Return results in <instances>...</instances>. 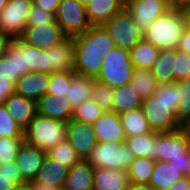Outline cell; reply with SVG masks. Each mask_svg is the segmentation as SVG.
Wrapping results in <instances>:
<instances>
[{
    "label": "cell",
    "mask_w": 190,
    "mask_h": 190,
    "mask_svg": "<svg viewBox=\"0 0 190 190\" xmlns=\"http://www.w3.org/2000/svg\"><path fill=\"white\" fill-rule=\"evenodd\" d=\"M190 4V0H178V10L179 8L185 6V5H188Z\"/></svg>",
    "instance_id": "cell-60"
},
{
    "label": "cell",
    "mask_w": 190,
    "mask_h": 190,
    "mask_svg": "<svg viewBox=\"0 0 190 190\" xmlns=\"http://www.w3.org/2000/svg\"><path fill=\"white\" fill-rule=\"evenodd\" d=\"M66 139L65 122L38 113L24 129V141L46 152Z\"/></svg>",
    "instance_id": "cell-3"
},
{
    "label": "cell",
    "mask_w": 190,
    "mask_h": 190,
    "mask_svg": "<svg viewBox=\"0 0 190 190\" xmlns=\"http://www.w3.org/2000/svg\"><path fill=\"white\" fill-rule=\"evenodd\" d=\"M184 28L185 24L180 11L170 10L150 24V27L143 34V39L159 50H175Z\"/></svg>",
    "instance_id": "cell-2"
},
{
    "label": "cell",
    "mask_w": 190,
    "mask_h": 190,
    "mask_svg": "<svg viewBox=\"0 0 190 190\" xmlns=\"http://www.w3.org/2000/svg\"><path fill=\"white\" fill-rule=\"evenodd\" d=\"M25 53V42L20 38L12 39L5 51L4 56L7 59H12L14 84L20 77L30 72L26 65Z\"/></svg>",
    "instance_id": "cell-29"
},
{
    "label": "cell",
    "mask_w": 190,
    "mask_h": 190,
    "mask_svg": "<svg viewBox=\"0 0 190 190\" xmlns=\"http://www.w3.org/2000/svg\"><path fill=\"white\" fill-rule=\"evenodd\" d=\"M65 37L60 25L55 21L45 25L26 26L20 39L28 45L48 49Z\"/></svg>",
    "instance_id": "cell-13"
},
{
    "label": "cell",
    "mask_w": 190,
    "mask_h": 190,
    "mask_svg": "<svg viewBox=\"0 0 190 190\" xmlns=\"http://www.w3.org/2000/svg\"><path fill=\"white\" fill-rule=\"evenodd\" d=\"M129 177L126 170L95 168L93 190H127Z\"/></svg>",
    "instance_id": "cell-23"
},
{
    "label": "cell",
    "mask_w": 190,
    "mask_h": 190,
    "mask_svg": "<svg viewBox=\"0 0 190 190\" xmlns=\"http://www.w3.org/2000/svg\"><path fill=\"white\" fill-rule=\"evenodd\" d=\"M24 138L0 137V164L16 161L18 150Z\"/></svg>",
    "instance_id": "cell-42"
},
{
    "label": "cell",
    "mask_w": 190,
    "mask_h": 190,
    "mask_svg": "<svg viewBox=\"0 0 190 190\" xmlns=\"http://www.w3.org/2000/svg\"><path fill=\"white\" fill-rule=\"evenodd\" d=\"M55 14L43 10L41 7L36 6L34 3L31 7V10L28 14L27 25L26 26H36L40 24H50L55 22Z\"/></svg>",
    "instance_id": "cell-43"
},
{
    "label": "cell",
    "mask_w": 190,
    "mask_h": 190,
    "mask_svg": "<svg viewBox=\"0 0 190 190\" xmlns=\"http://www.w3.org/2000/svg\"><path fill=\"white\" fill-rule=\"evenodd\" d=\"M13 190H29V185L28 183H25L19 186H15Z\"/></svg>",
    "instance_id": "cell-59"
},
{
    "label": "cell",
    "mask_w": 190,
    "mask_h": 190,
    "mask_svg": "<svg viewBox=\"0 0 190 190\" xmlns=\"http://www.w3.org/2000/svg\"><path fill=\"white\" fill-rule=\"evenodd\" d=\"M0 80L13 82L12 59L5 56L0 59Z\"/></svg>",
    "instance_id": "cell-46"
},
{
    "label": "cell",
    "mask_w": 190,
    "mask_h": 190,
    "mask_svg": "<svg viewBox=\"0 0 190 190\" xmlns=\"http://www.w3.org/2000/svg\"><path fill=\"white\" fill-rule=\"evenodd\" d=\"M178 92V121L180 124L190 120V77L177 82Z\"/></svg>",
    "instance_id": "cell-39"
},
{
    "label": "cell",
    "mask_w": 190,
    "mask_h": 190,
    "mask_svg": "<svg viewBox=\"0 0 190 190\" xmlns=\"http://www.w3.org/2000/svg\"><path fill=\"white\" fill-rule=\"evenodd\" d=\"M50 74L29 72L20 77L15 84V93L34 102L47 94Z\"/></svg>",
    "instance_id": "cell-17"
},
{
    "label": "cell",
    "mask_w": 190,
    "mask_h": 190,
    "mask_svg": "<svg viewBox=\"0 0 190 190\" xmlns=\"http://www.w3.org/2000/svg\"><path fill=\"white\" fill-rule=\"evenodd\" d=\"M39 115L67 123L73 114L68 100L64 96L46 94L36 102Z\"/></svg>",
    "instance_id": "cell-19"
},
{
    "label": "cell",
    "mask_w": 190,
    "mask_h": 190,
    "mask_svg": "<svg viewBox=\"0 0 190 190\" xmlns=\"http://www.w3.org/2000/svg\"><path fill=\"white\" fill-rule=\"evenodd\" d=\"M127 190H154L149 184L130 182Z\"/></svg>",
    "instance_id": "cell-56"
},
{
    "label": "cell",
    "mask_w": 190,
    "mask_h": 190,
    "mask_svg": "<svg viewBox=\"0 0 190 190\" xmlns=\"http://www.w3.org/2000/svg\"><path fill=\"white\" fill-rule=\"evenodd\" d=\"M7 2H8V0H0V13L2 12V10L7 5Z\"/></svg>",
    "instance_id": "cell-61"
},
{
    "label": "cell",
    "mask_w": 190,
    "mask_h": 190,
    "mask_svg": "<svg viewBox=\"0 0 190 190\" xmlns=\"http://www.w3.org/2000/svg\"><path fill=\"white\" fill-rule=\"evenodd\" d=\"M178 92L179 88L177 82L159 84L155 92V95L158 99H161L166 104L170 105V110L177 116L178 120Z\"/></svg>",
    "instance_id": "cell-40"
},
{
    "label": "cell",
    "mask_w": 190,
    "mask_h": 190,
    "mask_svg": "<svg viewBox=\"0 0 190 190\" xmlns=\"http://www.w3.org/2000/svg\"><path fill=\"white\" fill-rule=\"evenodd\" d=\"M27 183L23 178H5L0 175V190H13L15 186Z\"/></svg>",
    "instance_id": "cell-47"
},
{
    "label": "cell",
    "mask_w": 190,
    "mask_h": 190,
    "mask_svg": "<svg viewBox=\"0 0 190 190\" xmlns=\"http://www.w3.org/2000/svg\"><path fill=\"white\" fill-rule=\"evenodd\" d=\"M160 50L142 39L130 50V58L135 69H151Z\"/></svg>",
    "instance_id": "cell-28"
},
{
    "label": "cell",
    "mask_w": 190,
    "mask_h": 190,
    "mask_svg": "<svg viewBox=\"0 0 190 190\" xmlns=\"http://www.w3.org/2000/svg\"><path fill=\"white\" fill-rule=\"evenodd\" d=\"M0 175L5 178H22L16 161L0 164Z\"/></svg>",
    "instance_id": "cell-45"
},
{
    "label": "cell",
    "mask_w": 190,
    "mask_h": 190,
    "mask_svg": "<svg viewBox=\"0 0 190 190\" xmlns=\"http://www.w3.org/2000/svg\"><path fill=\"white\" fill-rule=\"evenodd\" d=\"M25 52L26 65L30 72L51 74L46 49H40L25 43Z\"/></svg>",
    "instance_id": "cell-33"
},
{
    "label": "cell",
    "mask_w": 190,
    "mask_h": 190,
    "mask_svg": "<svg viewBox=\"0 0 190 190\" xmlns=\"http://www.w3.org/2000/svg\"><path fill=\"white\" fill-rule=\"evenodd\" d=\"M181 129L185 133L187 141H188L189 146H190V120H188V121L184 122L183 124H181Z\"/></svg>",
    "instance_id": "cell-58"
},
{
    "label": "cell",
    "mask_w": 190,
    "mask_h": 190,
    "mask_svg": "<svg viewBox=\"0 0 190 190\" xmlns=\"http://www.w3.org/2000/svg\"><path fill=\"white\" fill-rule=\"evenodd\" d=\"M168 190H190V179L183 177L175 184H173Z\"/></svg>",
    "instance_id": "cell-52"
},
{
    "label": "cell",
    "mask_w": 190,
    "mask_h": 190,
    "mask_svg": "<svg viewBox=\"0 0 190 190\" xmlns=\"http://www.w3.org/2000/svg\"><path fill=\"white\" fill-rule=\"evenodd\" d=\"M176 49H161L157 60L151 67V72L158 84L175 82Z\"/></svg>",
    "instance_id": "cell-26"
},
{
    "label": "cell",
    "mask_w": 190,
    "mask_h": 190,
    "mask_svg": "<svg viewBox=\"0 0 190 190\" xmlns=\"http://www.w3.org/2000/svg\"><path fill=\"white\" fill-rule=\"evenodd\" d=\"M173 165H175L179 170L186 175L188 170V164H189V153L184 158H177V159H171L170 160Z\"/></svg>",
    "instance_id": "cell-51"
},
{
    "label": "cell",
    "mask_w": 190,
    "mask_h": 190,
    "mask_svg": "<svg viewBox=\"0 0 190 190\" xmlns=\"http://www.w3.org/2000/svg\"><path fill=\"white\" fill-rule=\"evenodd\" d=\"M131 83L142 99L154 95L159 85L150 69H135Z\"/></svg>",
    "instance_id": "cell-32"
},
{
    "label": "cell",
    "mask_w": 190,
    "mask_h": 190,
    "mask_svg": "<svg viewBox=\"0 0 190 190\" xmlns=\"http://www.w3.org/2000/svg\"><path fill=\"white\" fill-rule=\"evenodd\" d=\"M125 8L131 13L142 34L156 18L170 11L158 0H125Z\"/></svg>",
    "instance_id": "cell-11"
},
{
    "label": "cell",
    "mask_w": 190,
    "mask_h": 190,
    "mask_svg": "<svg viewBox=\"0 0 190 190\" xmlns=\"http://www.w3.org/2000/svg\"><path fill=\"white\" fill-rule=\"evenodd\" d=\"M185 177L190 179V152H189V164H188V170H187V174L185 175Z\"/></svg>",
    "instance_id": "cell-62"
},
{
    "label": "cell",
    "mask_w": 190,
    "mask_h": 190,
    "mask_svg": "<svg viewBox=\"0 0 190 190\" xmlns=\"http://www.w3.org/2000/svg\"><path fill=\"white\" fill-rule=\"evenodd\" d=\"M185 175L173 163L155 160L154 169L148 184L154 190H168Z\"/></svg>",
    "instance_id": "cell-22"
},
{
    "label": "cell",
    "mask_w": 190,
    "mask_h": 190,
    "mask_svg": "<svg viewBox=\"0 0 190 190\" xmlns=\"http://www.w3.org/2000/svg\"><path fill=\"white\" fill-rule=\"evenodd\" d=\"M94 80L92 77L72 72L71 85L64 96L72 110L91 99Z\"/></svg>",
    "instance_id": "cell-25"
},
{
    "label": "cell",
    "mask_w": 190,
    "mask_h": 190,
    "mask_svg": "<svg viewBox=\"0 0 190 190\" xmlns=\"http://www.w3.org/2000/svg\"><path fill=\"white\" fill-rule=\"evenodd\" d=\"M170 10H178V0H158Z\"/></svg>",
    "instance_id": "cell-57"
},
{
    "label": "cell",
    "mask_w": 190,
    "mask_h": 190,
    "mask_svg": "<svg viewBox=\"0 0 190 190\" xmlns=\"http://www.w3.org/2000/svg\"><path fill=\"white\" fill-rule=\"evenodd\" d=\"M157 132L126 137L125 145L132 151L135 158H150L155 160V139Z\"/></svg>",
    "instance_id": "cell-30"
},
{
    "label": "cell",
    "mask_w": 190,
    "mask_h": 190,
    "mask_svg": "<svg viewBox=\"0 0 190 190\" xmlns=\"http://www.w3.org/2000/svg\"><path fill=\"white\" fill-rule=\"evenodd\" d=\"M0 137L24 138V129L11 117L3 104H0Z\"/></svg>",
    "instance_id": "cell-38"
},
{
    "label": "cell",
    "mask_w": 190,
    "mask_h": 190,
    "mask_svg": "<svg viewBox=\"0 0 190 190\" xmlns=\"http://www.w3.org/2000/svg\"><path fill=\"white\" fill-rule=\"evenodd\" d=\"M102 26L112 38L115 47L127 51H130L143 39V34L125 7L103 23Z\"/></svg>",
    "instance_id": "cell-6"
},
{
    "label": "cell",
    "mask_w": 190,
    "mask_h": 190,
    "mask_svg": "<svg viewBox=\"0 0 190 190\" xmlns=\"http://www.w3.org/2000/svg\"><path fill=\"white\" fill-rule=\"evenodd\" d=\"M105 111L91 98L73 109L72 118L93 125Z\"/></svg>",
    "instance_id": "cell-36"
},
{
    "label": "cell",
    "mask_w": 190,
    "mask_h": 190,
    "mask_svg": "<svg viewBox=\"0 0 190 190\" xmlns=\"http://www.w3.org/2000/svg\"><path fill=\"white\" fill-rule=\"evenodd\" d=\"M46 155L49 158L55 159L68 166L69 168H71L81 159L67 139L60 142L55 147L49 149L46 152Z\"/></svg>",
    "instance_id": "cell-35"
},
{
    "label": "cell",
    "mask_w": 190,
    "mask_h": 190,
    "mask_svg": "<svg viewBox=\"0 0 190 190\" xmlns=\"http://www.w3.org/2000/svg\"><path fill=\"white\" fill-rule=\"evenodd\" d=\"M179 11L182 14L185 28L190 29V4L179 8Z\"/></svg>",
    "instance_id": "cell-53"
},
{
    "label": "cell",
    "mask_w": 190,
    "mask_h": 190,
    "mask_svg": "<svg viewBox=\"0 0 190 190\" xmlns=\"http://www.w3.org/2000/svg\"><path fill=\"white\" fill-rule=\"evenodd\" d=\"M55 19L64 35L71 38L81 35L92 26L85 5L78 0H61Z\"/></svg>",
    "instance_id": "cell-7"
},
{
    "label": "cell",
    "mask_w": 190,
    "mask_h": 190,
    "mask_svg": "<svg viewBox=\"0 0 190 190\" xmlns=\"http://www.w3.org/2000/svg\"><path fill=\"white\" fill-rule=\"evenodd\" d=\"M85 7L91 25H102L125 7V0H90Z\"/></svg>",
    "instance_id": "cell-24"
},
{
    "label": "cell",
    "mask_w": 190,
    "mask_h": 190,
    "mask_svg": "<svg viewBox=\"0 0 190 190\" xmlns=\"http://www.w3.org/2000/svg\"><path fill=\"white\" fill-rule=\"evenodd\" d=\"M81 4L85 5L90 1V0H78Z\"/></svg>",
    "instance_id": "cell-63"
},
{
    "label": "cell",
    "mask_w": 190,
    "mask_h": 190,
    "mask_svg": "<svg viewBox=\"0 0 190 190\" xmlns=\"http://www.w3.org/2000/svg\"><path fill=\"white\" fill-rule=\"evenodd\" d=\"M113 97V111L117 114L142 107L143 99L136 93L131 82L114 88Z\"/></svg>",
    "instance_id": "cell-27"
},
{
    "label": "cell",
    "mask_w": 190,
    "mask_h": 190,
    "mask_svg": "<svg viewBox=\"0 0 190 190\" xmlns=\"http://www.w3.org/2000/svg\"><path fill=\"white\" fill-rule=\"evenodd\" d=\"M134 70L130 51L115 47L104 54L101 71L95 80L116 88L130 83Z\"/></svg>",
    "instance_id": "cell-4"
},
{
    "label": "cell",
    "mask_w": 190,
    "mask_h": 190,
    "mask_svg": "<svg viewBox=\"0 0 190 190\" xmlns=\"http://www.w3.org/2000/svg\"><path fill=\"white\" fill-rule=\"evenodd\" d=\"M94 170L87 159H80L70 168L63 189L93 190Z\"/></svg>",
    "instance_id": "cell-21"
},
{
    "label": "cell",
    "mask_w": 190,
    "mask_h": 190,
    "mask_svg": "<svg viewBox=\"0 0 190 190\" xmlns=\"http://www.w3.org/2000/svg\"><path fill=\"white\" fill-rule=\"evenodd\" d=\"M175 59V82L190 77V54L176 49Z\"/></svg>",
    "instance_id": "cell-44"
},
{
    "label": "cell",
    "mask_w": 190,
    "mask_h": 190,
    "mask_svg": "<svg viewBox=\"0 0 190 190\" xmlns=\"http://www.w3.org/2000/svg\"><path fill=\"white\" fill-rule=\"evenodd\" d=\"M177 50L190 54V29L184 28L178 42Z\"/></svg>",
    "instance_id": "cell-49"
},
{
    "label": "cell",
    "mask_w": 190,
    "mask_h": 190,
    "mask_svg": "<svg viewBox=\"0 0 190 190\" xmlns=\"http://www.w3.org/2000/svg\"><path fill=\"white\" fill-rule=\"evenodd\" d=\"M15 92V84L0 80V104H3L10 94Z\"/></svg>",
    "instance_id": "cell-48"
},
{
    "label": "cell",
    "mask_w": 190,
    "mask_h": 190,
    "mask_svg": "<svg viewBox=\"0 0 190 190\" xmlns=\"http://www.w3.org/2000/svg\"><path fill=\"white\" fill-rule=\"evenodd\" d=\"M45 156L46 151L23 141L16 156V164L26 182L36 178Z\"/></svg>",
    "instance_id": "cell-15"
},
{
    "label": "cell",
    "mask_w": 190,
    "mask_h": 190,
    "mask_svg": "<svg viewBox=\"0 0 190 190\" xmlns=\"http://www.w3.org/2000/svg\"><path fill=\"white\" fill-rule=\"evenodd\" d=\"M73 40L75 73L96 79L103 65L104 54L115 48L112 38L102 25H92Z\"/></svg>",
    "instance_id": "cell-1"
},
{
    "label": "cell",
    "mask_w": 190,
    "mask_h": 190,
    "mask_svg": "<svg viewBox=\"0 0 190 190\" xmlns=\"http://www.w3.org/2000/svg\"><path fill=\"white\" fill-rule=\"evenodd\" d=\"M67 140L81 159H87L98 143L92 125L70 119L66 123Z\"/></svg>",
    "instance_id": "cell-12"
},
{
    "label": "cell",
    "mask_w": 190,
    "mask_h": 190,
    "mask_svg": "<svg viewBox=\"0 0 190 190\" xmlns=\"http://www.w3.org/2000/svg\"><path fill=\"white\" fill-rule=\"evenodd\" d=\"M29 190H64L54 187H48L47 185H43L41 183H36L34 181H28Z\"/></svg>",
    "instance_id": "cell-54"
},
{
    "label": "cell",
    "mask_w": 190,
    "mask_h": 190,
    "mask_svg": "<svg viewBox=\"0 0 190 190\" xmlns=\"http://www.w3.org/2000/svg\"><path fill=\"white\" fill-rule=\"evenodd\" d=\"M141 108L152 131L163 133L181 128L177 116L170 110V105L158 99L155 94L143 99Z\"/></svg>",
    "instance_id": "cell-9"
},
{
    "label": "cell",
    "mask_w": 190,
    "mask_h": 190,
    "mask_svg": "<svg viewBox=\"0 0 190 190\" xmlns=\"http://www.w3.org/2000/svg\"><path fill=\"white\" fill-rule=\"evenodd\" d=\"M10 42V38L0 33V59L5 55V51Z\"/></svg>",
    "instance_id": "cell-55"
},
{
    "label": "cell",
    "mask_w": 190,
    "mask_h": 190,
    "mask_svg": "<svg viewBox=\"0 0 190 190\" xmlns=\"http://www.w3.org/2000/svg\"><path fill=\"white\" fill-rule=\"evenodd\" d=\"M113 90L114 88L110 87L109 85L94 80L91 98L104 111L106 112L113 111V101H114Z\"/></svg>",
    "instance_id": "cell-37"
},
{
    "label": "cell",
    "mask_w": 190,
    "mask_h": 190,
    "mask_svg": "<svg viewBox=\"0 0 190 190\" xmlns=\"http://www.w3.org/2000/svg\"><path fill=\"white\" fill-rule=\"evenodd\" d=\"M3 105L11 117L23 129L28 126L37 114L36 102L15 92L8 96Z\"/></svg>",
    "instance_id": "cell-18"
},
{
    "label": "cell",
    "mask_w": 190,
    "mask_h": 190,
    "mask_svg": "<svg viewBox=\"0 0 190 190\" xmlns=\"http://www.w3.org/2000/svg\"><path fill=\"white\" fill-rule=\"evenodd\" d=\"M60 1L61 0H33V3L36 6L41 7L43 10L53 12L55 14Z\"/></svg>",
    "instance_id": "cell-50"
},
{
    "label": "cell",
    "mask_w": 190,
    "mask_h": 190,
    "mask_svg": "<svg viewBox=\"0 0 190 190\" xmlns=\"http://www.w3.org/2000/svg\"><path fill=\"white\" fill-rule=\"evenodd\" d=\"M70 168L55 159L49 158L47 155L42 163V166L33 180L36 183L63 189L65 179Z\"/></svg>",
    "instance_id": "cell-20"
},
{
    "label": "cell",
    "mask_w": 190,
    "mask_h": 190,
    "mask_svg": "<svg viewBox=\"0 0 190 190\" xmlns=\"http://www.w3.org/2000/svg\"><path fill=\"white\" fill-rule=\"evenodd\" d=\"M98 142H125L126 135L119 114L104 112L92 125Z\"/></svg>",
    "instance_id": "cell-16"
},
{
    "label": "cell",
    "mask_w": 190,
    "mask_h": 190,
    "mask_svg": "<svg viewBox=\"0 0 190 190\" xmlns=\"http://www.w3.org/2000/svg\"><path fill=\"white\" fill-rule=\"evenodd\" d=\"M126 137L152 132L142 108L119 114Z\"/></svg>",
    "instance_id": "cell-31"
},
{
    "label": "cell",
    "mask_w": 190,
    "mask_h": 190,
    "mask_svg": "<svg viewBox=\"0 0 190 190\" xmlns=\"http://www.w3.org/2000/svg\"><path fill=\"white\" fill-rule=\"evenodd\" d=\"M72 73L53 72L50 74L49 87L47 94L53 96H65L71 85Z\"/></svg>",
    "instance_id": "cell-41"
},
{
    "label": "cell",
    "mask_w": 190,
    "mask_h": 190,
    "mask_svg": "<svg viewBox=\"0 0 190 190\" xmlns=\"http://www.w3.org/2000/svg\"><path fill=\"white\" fill-rule=\"evenodd\" d=\"M74 40L65 37L61 42L46 49L48 66L53 72H75Z\"/></svg>",
    "instance_id": "cell-14"
},
{
    "label": "cell",
    "mask_w": 190,
    "mask_h": 190,
    "mask_svg": "<svg viewBox=\"0 0 190 190\" xmlns=\"http://www.w3.org/2000/svg\"><path fill=\"white\" fill-rule=\"evenodd\" d=\"M155 160L150 158H135L128 168L130 182L148 184Z\"/></svg>",
    "instance_id": "cell-34"
},
{
    "label": "cell",
    "mask_w": 190,
    "mask_h": 190,
    "mask_svg": "<svg viewBox=\"0 0 190 190\" xmlns=\"http://www.w3.org/2000/svg\"><path fill=\"white\" fill-rule=\"evenodd\" d=\"M135 159L125 142H98L87 158L94 168L128 170Z\"/></svg>",
    "instance_id": "cell-5"
},
{
    "label": "cell",
    "mask_w": 190,
    "mask_h": 190,
    "mask_svg": "<svg viewBox=\"0 0 190 190\" xmlns=\"http://www.w3.org/2000/svg\"><path fill=\"white\" fill-rule=\"evenodd\" d=\"M32 5L33 0H8L0 13V33L11 40L20 38Z\"/></svg>",
    "instance_id": "cell-8"
},
{
    "label": "cell",
    "mask_w": 190,
    "mask_h": 190,
    "mask_svg": "<svg viewBox=\"0 0 190 190\" xmlns=\"http://www.w3.org/2000/svg\"><path fill=\"white\" fill-rule=\"evenodd\" d=\"M190 152L186 135L180 128L175 131L157 133L155 139V160L169 162L184 158Z\"/></svg>",
    "instance_id": "cell-10"
}]
</instances>
